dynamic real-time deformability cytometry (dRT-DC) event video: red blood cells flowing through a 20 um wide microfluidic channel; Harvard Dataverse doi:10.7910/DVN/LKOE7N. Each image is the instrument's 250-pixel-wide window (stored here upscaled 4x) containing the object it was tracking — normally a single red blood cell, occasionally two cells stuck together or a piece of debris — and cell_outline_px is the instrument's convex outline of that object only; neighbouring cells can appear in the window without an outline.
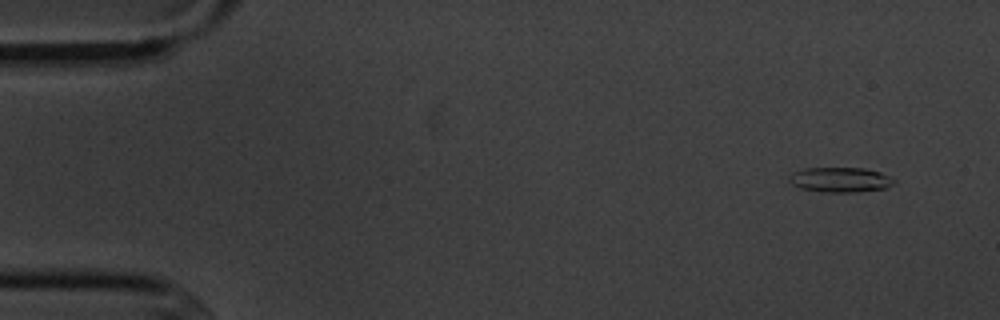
{"species": "common noctule bat (a hibernating species)", "species_latin": "Nyctalus noctula", "temperature_condition": "cold", "stored_images_in_passage": 5, "camera_frame_rate_fps": 3000, "um_per_image_px": 0.085, "animal": {"sex": "male", "body_mass_g": 20.1, "forearm_length_mm": 53.5}, "frame": {"image": 1, "passage_image": 1, "time_ms": 0.0, "image_size_px": [1000, 320], "cell_outline_px": [[896, 180], [892, 184], [884, 188], [860, 192], [824, 192], [800, 188], [792, 184], [788, 180], [788, 176], [792, 172], [804, 168], [864, 168], [880, 172]], "centroid_in_image_um": [71.38, 15.27], "position_along_channel_um": 13.6, "area_um2": 15.26}}
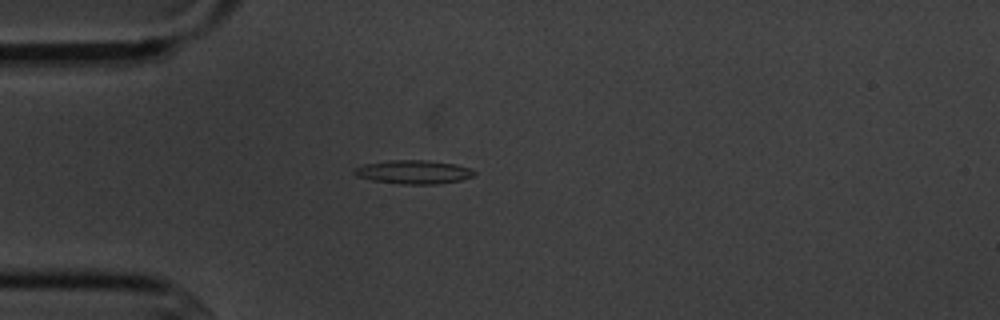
{"frame": {"image": 2, "passage_image": 4, "time_ms": 3.667, "image_size_px": [1000, 320], "cell_outline_px": [[476, 172], [472, 176], [460, 180], [436, 184], [400, 184], [372, 180], [356, 176], [352, 172], [356, 168], [364, 164], [388, 160], [428, 160], [456, 164], [468, 168]], "centroid_in_image_um": [35.12, 14.61], "position_along_channel_um": 49.9, "area_um2": 16.47}}